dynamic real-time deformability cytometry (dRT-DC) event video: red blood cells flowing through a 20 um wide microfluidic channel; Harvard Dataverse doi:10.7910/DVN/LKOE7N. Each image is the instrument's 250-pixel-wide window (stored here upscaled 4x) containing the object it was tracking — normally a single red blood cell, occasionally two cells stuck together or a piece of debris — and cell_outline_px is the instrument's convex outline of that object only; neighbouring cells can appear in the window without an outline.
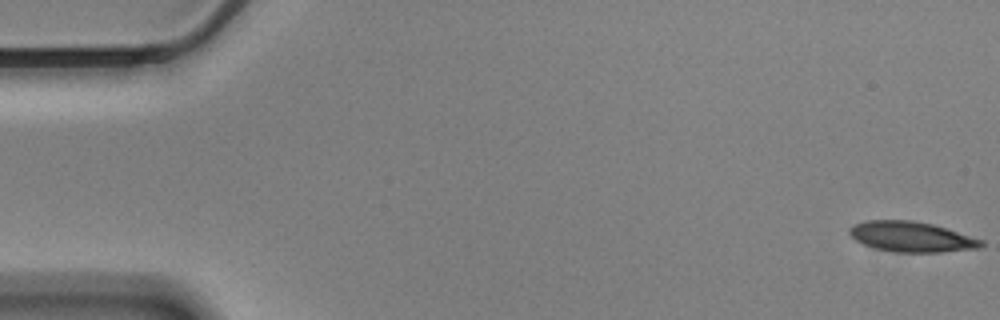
{"species": "Egyptian fruit bat (a non-hibernating species)", "species_latin": "Rousettus aegyptiacus", "temperature_condition": "cold", "stored_images_in_passage": 12, "camera_frame_rate_fps": 3000, "um_per_image_px": 0.085, "animal": {"sex": "male"}, "frame": {"image": 1, "passage_image": 1, "time_ms": 0.0, "image_size_px": [1000, 320], "cell_outline_px": [[984, 244], [980, 248], [940, 252], [892, 252], [876, 248], [864, 244], [856, 240], [848, 232], [848, 228], [852, 224], [864, 220], [912, 220], [932, 224], [984, 240]], "centroid_in_image_um": [77.45, 20.12], "position_along_channel_um": 7.6, "area_um2": 23.29}}